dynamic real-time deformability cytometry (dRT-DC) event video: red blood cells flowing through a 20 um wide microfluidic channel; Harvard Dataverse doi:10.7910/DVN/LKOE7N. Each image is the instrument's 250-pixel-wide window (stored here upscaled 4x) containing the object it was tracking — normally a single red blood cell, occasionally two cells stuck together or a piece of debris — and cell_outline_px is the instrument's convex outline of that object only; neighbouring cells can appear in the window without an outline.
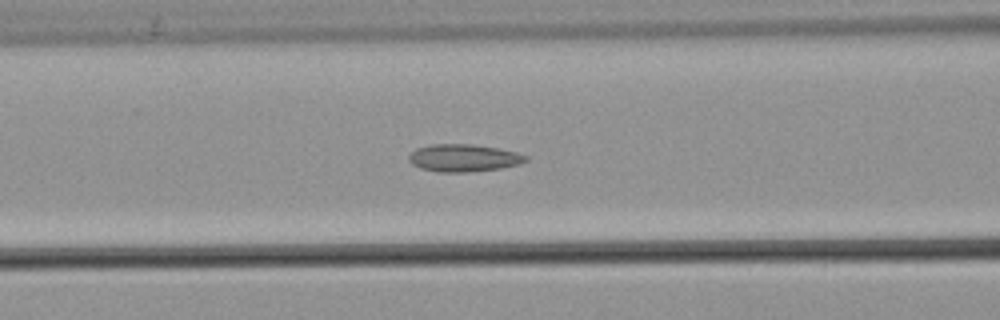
{"species": "common noctule bat (a hibernating species)", "species_latin": "Nyctalus noctula", "temperature_condition": "warm", "stored_images_in_passage": 26, "camera_frame_rate_fps": 3000, "um_per_image_px": 0.085, "animal": {"sex": "male", "body_mass_g": 21.5, "forearm_length_mm": 52.0}, "frame": {"image": 1, "passage_image": 8, "time_ms": 2.333, "image_size_px": [1000, 320], "cell_outline_px": [[528, 160], [520, 164], [500, 168], [464, 172], [436, 172], [420, 168], [412, 164], [408, 160], [408, 156], [416, 148], [428, 144], [472, 144], [496, 148], [516, 152], [528, 156]], "centroid_in_image_um": [39.38, 13.42], "position_along_channel_um": 127.2, "area_um2": 18.73}}